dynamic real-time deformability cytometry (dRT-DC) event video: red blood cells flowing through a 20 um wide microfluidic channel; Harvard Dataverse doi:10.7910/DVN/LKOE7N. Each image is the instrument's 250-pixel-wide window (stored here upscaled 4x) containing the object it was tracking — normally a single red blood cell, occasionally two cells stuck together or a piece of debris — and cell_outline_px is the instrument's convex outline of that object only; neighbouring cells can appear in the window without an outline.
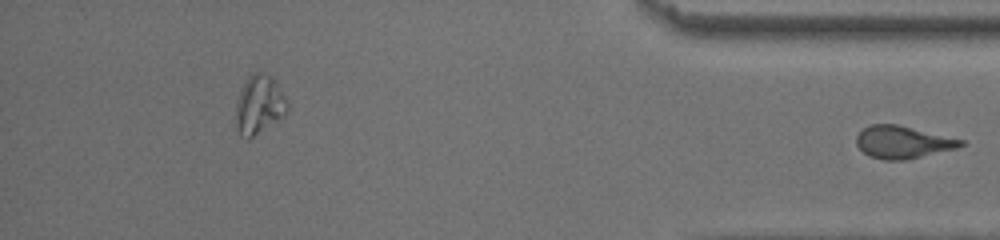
{"species": "common noctule bat (a hibernating species)", "species_latin": "Nyctalus noctula", "temperature_condition": "room temperature", "stored_images_in_passage": 35, "segment_of_instrument_passage": [2, 2], "camera_frame_rate_fps": 3000, "um_per_image_px": 0.085, "animal": {"sex": "male", "body_mass_g": 13.0, "forearm_length_mm": 53.1}, "frame": {"image": 1, "passage_image": 35, "time_ms": 11.333, "image_size_px": [1000, 240], "cell_outline_px": [[968, 144], [956, 148], [904, 160], [884, 160], [868, 156], [856, 144], [856, 136], [864, 128], [872, 124], [896, 124], [964, 140]], "centroid_in_image_um": [76.73, 12.08], "position_along_channel_um": 358.5, "area_um2": 19.54}}